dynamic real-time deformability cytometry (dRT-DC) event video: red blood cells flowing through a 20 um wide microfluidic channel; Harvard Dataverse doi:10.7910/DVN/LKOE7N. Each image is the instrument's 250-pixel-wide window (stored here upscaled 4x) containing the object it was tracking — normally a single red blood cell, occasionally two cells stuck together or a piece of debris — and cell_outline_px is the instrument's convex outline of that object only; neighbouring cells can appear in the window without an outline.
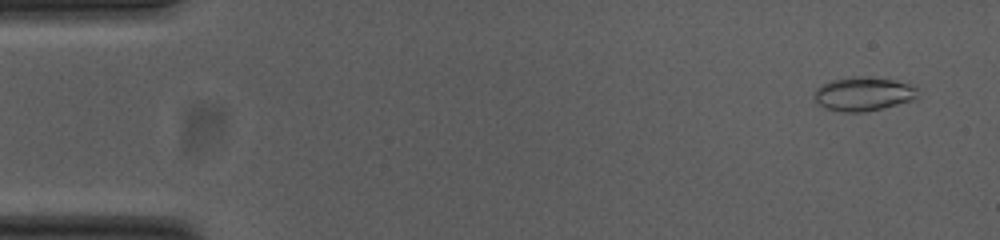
{"species": "common noctule bat (a hibernating species)", "species_latin": "Nyctalus noctula", "temperature_condition": "cold", "stored_images_in_passage": 14, "camera_frame_rate_fps": 3000, "um_per_image_px": 0.085, "animal": {"sex": "female", "body_mass_g": 23.0, "forearm_length_mm": 53.4}, "frame": {"image": 1, "passage_image": 3, "time_ms": 0.667, "image_size_px": [1000, 240], "cell_outline_px": [[920, 96], [916, 100], [864, 112], [844, 112], [824, 108], [816, 104], [816, 88], [832, 80], [852, 76], [860, 76], [896, 80], [908, 84], [916, 88]], "centroid_in_image_um": [73.42, 7.99], "position_along_channel_um": 11.6, "area_um2": 20.46}}